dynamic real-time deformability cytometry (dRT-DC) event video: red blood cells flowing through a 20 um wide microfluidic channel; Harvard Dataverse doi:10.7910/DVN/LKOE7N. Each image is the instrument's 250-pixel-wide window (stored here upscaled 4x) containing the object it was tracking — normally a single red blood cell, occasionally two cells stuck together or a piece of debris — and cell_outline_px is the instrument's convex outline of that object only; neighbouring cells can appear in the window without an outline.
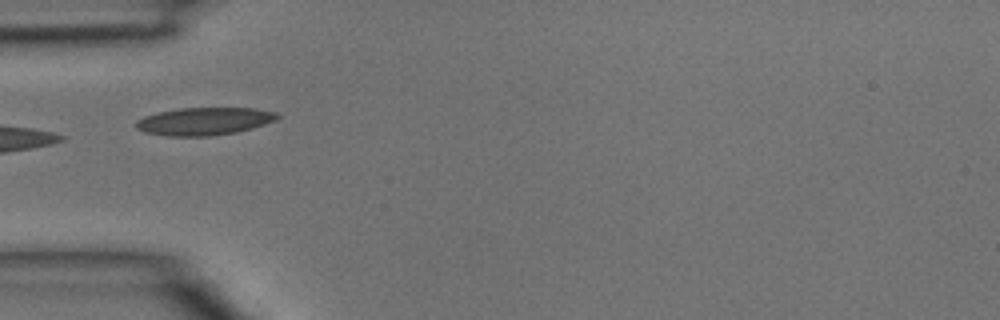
{"species": "common noctule bat (a hibernating species)", "species_latin": "Nyctalus noctula", "temperature_condition": "room temperature", "stored_images_in_passage": 2, "camera_frame_rate_fps": 3000, "um_per_image_px": 0.085, "animal": {"sex": "male", "body_mass_g": 15.6}, "frame": {"image": 1, "passage_image": 1, "time_ms": 0.0, "image_size_px": [1000, 320], "cell_outline_px": [[280, 116], [276, 120], [252, 128], [236, 132], [212, 136], [168, 136], [144, 132], [136, 128], [136, 120], [144, 116], [160, 112], [180, 108], [252, 108], [276, 112]], "centroid_in_image_um": [17.35, 10.31], "position_along_channel_um": 67.6, "area_um2": 22.72}}